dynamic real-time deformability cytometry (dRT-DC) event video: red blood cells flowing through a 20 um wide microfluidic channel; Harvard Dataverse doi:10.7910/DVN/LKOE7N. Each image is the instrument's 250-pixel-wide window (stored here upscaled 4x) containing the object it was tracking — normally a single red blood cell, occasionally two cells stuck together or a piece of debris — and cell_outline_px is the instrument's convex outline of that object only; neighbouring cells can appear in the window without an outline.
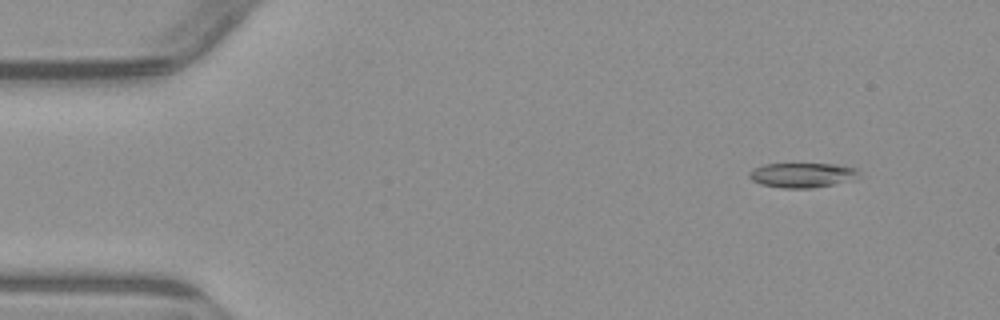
{"species": "common noctule bat (a hibernating species)", "species_latin": "Nyctalus noctula", "temperature_condition": "warm", "stored_images_in_passage": 5, "camera_frame_rate_fps": 3000, "um_per_image_px": 0.085, "animal": {"sex": "male", "body_mass_g": 23.1, "forearm_length_mm": 52.7}, "frame": {"image": 1, "passage_image": 2, "time_ms": 1.0, "image_size_px": [1000, 320], "cell_outline_px": [[860, 176], [832, 184], [812, 188], [784, 188], [760, 184], [752, 180], [748, 176], [748, 172], [764, 164], [836, 164], [856, 168]], "centroid_in_image_um": [68.15, 14.88], "position_along_channel_um": 16.9, "area_um2": 15.55}}
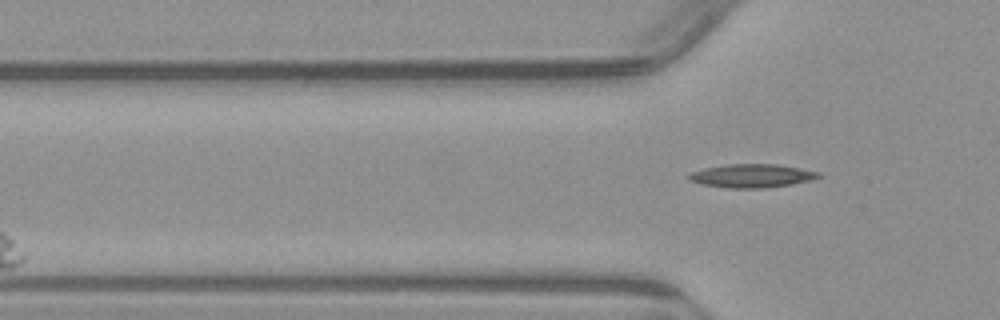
{"frame": {"image": 2, "passage_image": 5, "time_ms": 4.667, "image_size_px": [1000, 320], "cell_outline_px": [[824, 176], [812, 180], [792, 184], [764, 188], [732, 188], [700, 184], [688, 180], [688, 176], [692, 172], [704, 168], [728, 164], [780, 164], [820, 172]], "centroid_in_image_um": [63.95, 14.94], "position_along_channel_um": 61.8, "area_um2": 17.86}}